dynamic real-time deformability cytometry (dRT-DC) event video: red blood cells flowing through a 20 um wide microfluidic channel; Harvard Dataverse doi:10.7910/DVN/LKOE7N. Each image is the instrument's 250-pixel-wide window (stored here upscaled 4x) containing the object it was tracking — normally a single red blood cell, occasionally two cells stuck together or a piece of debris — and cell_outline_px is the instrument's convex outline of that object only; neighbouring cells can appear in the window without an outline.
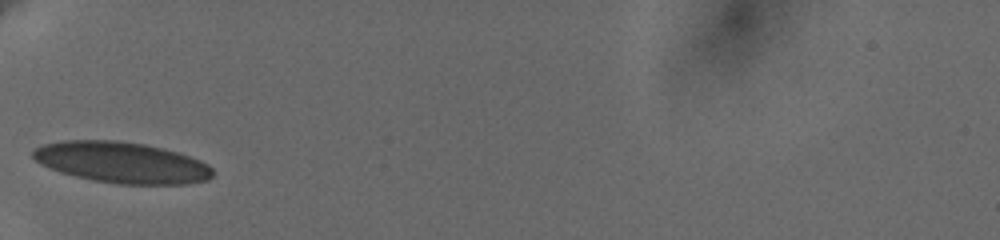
{"species": "human", "species_latin": "Homo sapiens", "temperature_condition": "cold", "stored_images_in_passage": 34, "camera_frame_rate_fps": 3000, "um_per_image_px": 0.085, "donor": {"sex": "female"}, "frame": {"image": 1, "passage_image": 1, "time_ms": 0.0, "image_size_px": [1000, 240], "cell_outline_px": [[212, 176], [208, 180], [184, 184], [116, 184], [92, 180], [60, 172], [40, 164], [32, 156], [32, 152], [36, 148], [44, 144], [64, 140], [116, 140], [144, 144], [176, 152], [200, 160], [208, 164], [212, 168]], "centroid_in_image_um": [10.33, 13.81], "position_along_channel_um": 74.7, "area_um2": 42.83}}
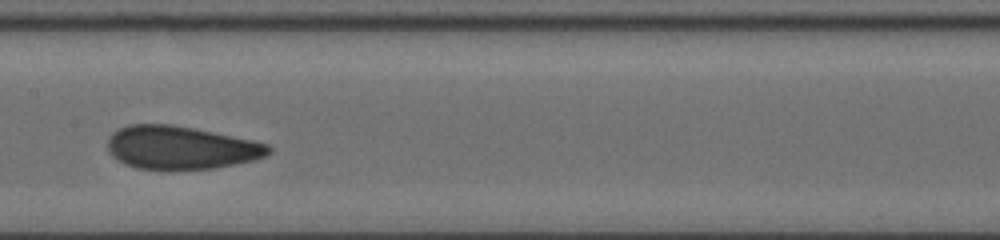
{"frame": {"image": 2, "passage_image": 11, "time_ms": 3.333, "image_size_px": [1000, 240], "cell_outline_px": [[272, 152], [256, 160], [216, 168], [168, 172], [136, 168], [124, 164], [112, 156], [108, 152], [108, 136], [112, 132], [128, 124], [172, 124], [252, 140], [268, 144], [272, 148]], "centroid_in_image_um": [15.34, 12.59], "position_along_channel_um": 192.1, "area_um2": 41.38}}
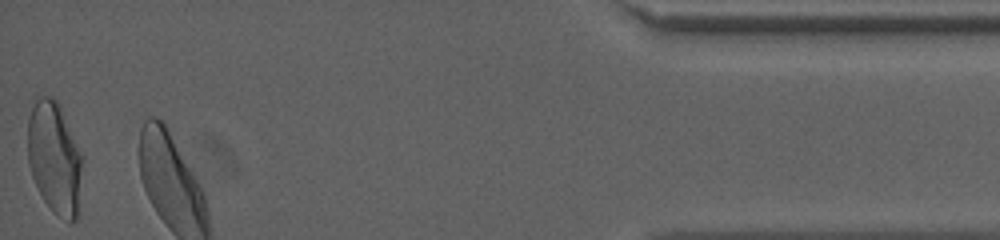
{"frame": {"image": 3, "passage_image": 34, "time_ms": 11.0, "image_size_px": [1000, 240], "cell_outline_px": [[84, 160], [80, 212], [76, 220], [72, 224], [52, 212], [44, 200], [32, 176], [28, 164], [28, 116], [36, 96], [52, 96], [60, 104]], "centroid_in_image_um": [4.68, 13.46], "position_along_channel_um": 430.5, "area_um2": 36.76}, "authors_computed_cell_mechanics": {"area_um2": 40.1132, "velocity_mm_per_s": 3.6124, "shape_relaxation_time_tau1_ms": 4.6997, "shape_relaxation_time_tau2_ms": 1.1582, "deformation_change_tau1": 0.1235, "deformation_change_tau2": 0.0518}}